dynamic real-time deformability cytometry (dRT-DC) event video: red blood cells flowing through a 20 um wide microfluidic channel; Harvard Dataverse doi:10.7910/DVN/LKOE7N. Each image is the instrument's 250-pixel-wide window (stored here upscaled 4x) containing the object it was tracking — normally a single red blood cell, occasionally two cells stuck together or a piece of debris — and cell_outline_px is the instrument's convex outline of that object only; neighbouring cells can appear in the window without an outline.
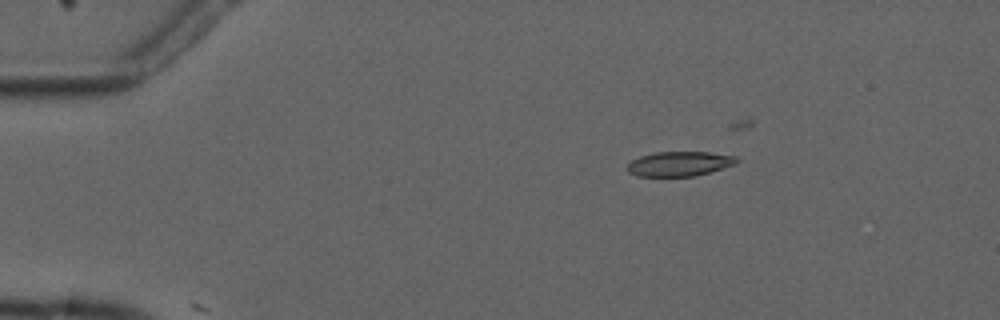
{"species": "common noctule bat (a hibernating species)", "species_latin": "Nyctalus noctula", "temperature_condition": "cold", "stored_images_in_passage": 7, "camera_frame_rate_fps": 3000, "um_per_image_px": 0.085, "animal": {"sex": "male", "forearm_length_mm": 52.5}, "frame": {"image": 1, "passage_image": 4, "time_ms": 3.333, "image_size_px": [1000, 320], "cell_outline_px": [[740, 160], [736, 164], [696, 176], [636, 176], [628, 172], [628, 164], [632, 160], [640, 156], [656, 152], [708, 152], [736, 156]], "centroid_in_image_um": [57.77, 13.92], "position_along_channel_um": 27.2, "area_um2": 15.72}}